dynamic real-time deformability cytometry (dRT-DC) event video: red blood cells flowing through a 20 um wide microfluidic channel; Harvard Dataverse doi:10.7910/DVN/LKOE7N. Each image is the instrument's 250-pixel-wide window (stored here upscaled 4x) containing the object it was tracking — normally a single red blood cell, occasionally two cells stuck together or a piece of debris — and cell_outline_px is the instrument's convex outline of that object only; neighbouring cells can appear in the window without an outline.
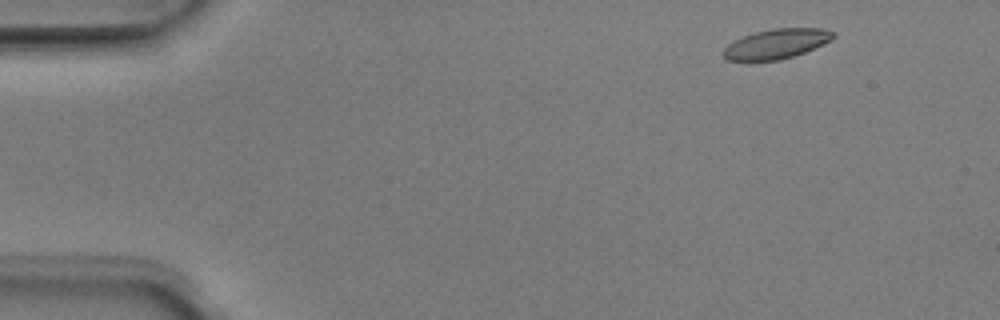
{"species": "Egyptian fruit bat (a non-hibernating species)", "species_latin": "Rousettus aegyptiacus", "temperature_condition": "room temperature", "stored_images_in_passage": 5, "camera_frame_rate_fps": 3000, "um_per_image_px": 0.085, "animal": {"sex": "male"}, "frame": {"image": 1, "passage_image": 1, "time_ms": 0.0, "image_size_px": [1000, 320], "cell_outline_px": [[836, 36], [832, 40], [804, 52], [780, 60], [728, 60], [720, 52], [728, 44], [744, 36], [756, 32], [776, 28], [824, 28], [836, 32]], "centroid_in_image_um": [66.03, 3.71], "position_along_channel_um": 19.0, "area_um2": 18.9}}